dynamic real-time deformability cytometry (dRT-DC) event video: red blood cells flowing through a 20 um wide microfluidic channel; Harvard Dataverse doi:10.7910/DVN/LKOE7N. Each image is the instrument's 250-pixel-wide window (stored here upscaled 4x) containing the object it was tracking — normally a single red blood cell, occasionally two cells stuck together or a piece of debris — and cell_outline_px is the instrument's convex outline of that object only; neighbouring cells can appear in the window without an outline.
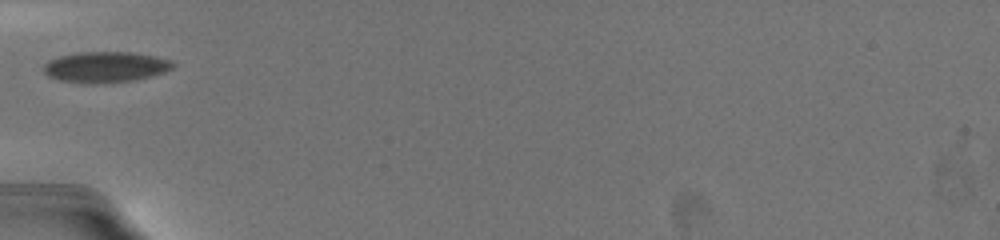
{"species": "common noctule bat (a hibernating species)", "species_latin": "Nyctalus noctula", "temperature_condition": "warm", "stored_images_in_passage": 33, "camera_frame_rate_fps": 3000, "um_per_image_px": 0.085, "animal": {"sex": "female", "body_mass_g": 19.5, "forearm_length_mm": 54.1}, "frame": {"image": 1, "passage_image": 1, "time_ms": 0.0, "image_size_px": [1000, 240], "cell_outline_px": [[176, 64], [172, 68], [164, 72], [132, 80], [56, 80], [48, 76], [44, 72], [44, 64], [48, 60], [60, 56], [80, 52], [132, 52], [156, 56], [172, 60]], "centroid_in_image_um": [9.0, 5.63], "position_along_channel_um": 76.0, "area_um2": 22.08}}
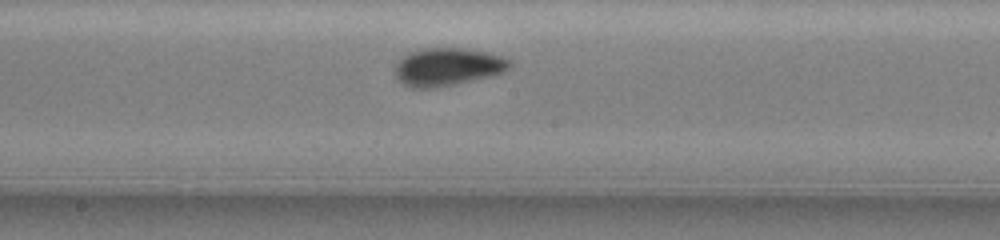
{"frame": {"image": 2, "passage_image": 11, "time_ms": 3.667, "image_size_px": [1000, 240], "cell_outline_px": [[512, 64], [508, 68], [500, 72], [488, 76], [452, 84], [432, 88], [412, 88], [404, 84], [396, 76], [396, 64], [404, 56], [420, 48], [468, 48], [492, 52], [512, 60]], "centroid_in_image_um": [38.07, 5.65], "position_along_channel_um": 210.1, "area_um2": 25.03}}
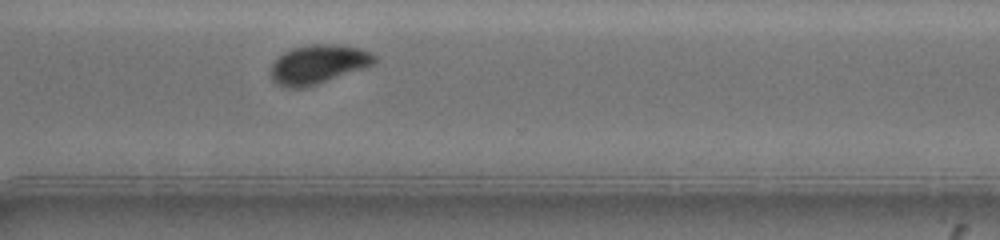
{"frame": {"image": 3, "passage_image": 32, "time_ms": 7.333, "image_size_px": [1000, 240], "cell_outline_px": [[376, 60], [372, 64], [364, 68], [304, 88], [288, 88], [272, 80], [272, 64], [284, 52], [292, 48], [308, 44], [340, 44], [360, 48], [372, 52], [376, 56]], "centroid_in_image_um": [27.07, 5.44], "position_along_channel_um": 343.5, "area_um2": 23.35}}